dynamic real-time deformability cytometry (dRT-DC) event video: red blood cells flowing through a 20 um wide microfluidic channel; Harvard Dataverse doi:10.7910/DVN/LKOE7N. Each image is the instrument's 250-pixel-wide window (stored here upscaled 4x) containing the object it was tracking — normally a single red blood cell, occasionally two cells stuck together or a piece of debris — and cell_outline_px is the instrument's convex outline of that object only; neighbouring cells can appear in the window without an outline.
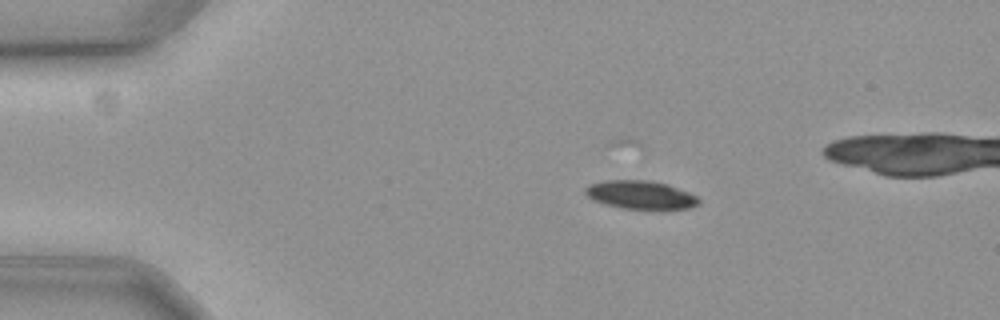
{"species": "common noctule bat (a hibernating species)", "species_latin": "Nyctalus noctula", "temperature_condition": "cold", "stored_images_in_passage": 54, "camera_frame_rate_fps": 3000, "um_per_image_px": 0.085, "animal": {"sex": "female", "body_mass_g": 19.3, "forearm_length_mm": 54.1}, "frame": {"image": 1, "passage_image": 12, "time_ms": 3.667, "image_size_px": [1000, 320], "cell_outline_px": [[700, 204], [688, 208], [624, 208], [608, 204], [596, 200], [588, 196], [584, 192], [584, 188], [588, 184], [604, 180], [652, 180], [668, 184], [688, 192], [696, 196], [700, 200]], "centroid_in_image_um": [54.45, 16.53], "position_along_channel_um": 30.6, "area_um2": 18.44}}
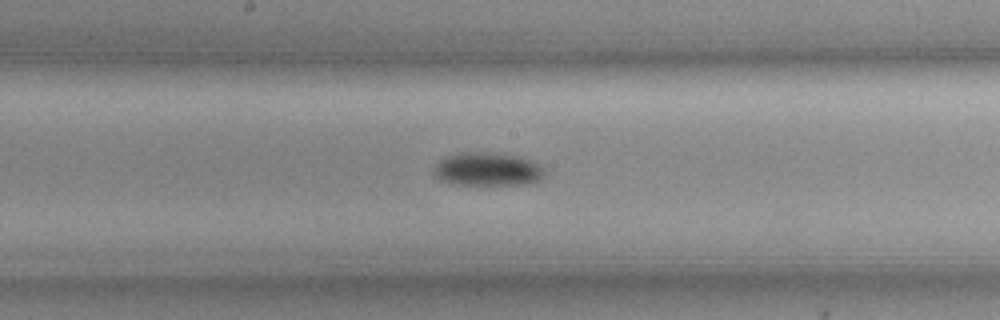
{"frame": {"image": 2, "passage_image": 32, "time_ms": 10.333, "image_size_px": [1000, 320], "cell_outline_px": [[544, 176], [536, 180], [524, 184], [452, 184], [440, 180], [432, 176], [436, 164], [440, 160], [448, 156], [464, 152], [484, 152], [512, 156], [528, 160], [536, 164], [544, 172]], "centroid_in_image_um": [41.33, 14.4], "position_along_channel_um": 206.9, "area_um2": 20.87}}
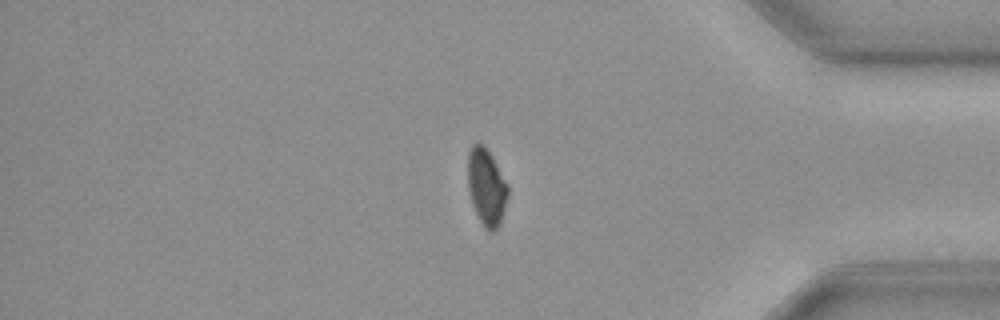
{"frame": {"image": 3, "passage_image": 50, "time_ms": 16.333, "image_size_px": [1000, 320], "cell_outline_px": [[508, 196], [500, 224], [492, 232], [488, 232], [484, 228], [472, 204], [468, 188], [468, 152], [472, 144], [484, 144], [492, 156], [508, 184]], "centroid_in_image_um": [41.35, 15.89], "position_along_channel_um": 393.8, "area_um2": 17.98}}